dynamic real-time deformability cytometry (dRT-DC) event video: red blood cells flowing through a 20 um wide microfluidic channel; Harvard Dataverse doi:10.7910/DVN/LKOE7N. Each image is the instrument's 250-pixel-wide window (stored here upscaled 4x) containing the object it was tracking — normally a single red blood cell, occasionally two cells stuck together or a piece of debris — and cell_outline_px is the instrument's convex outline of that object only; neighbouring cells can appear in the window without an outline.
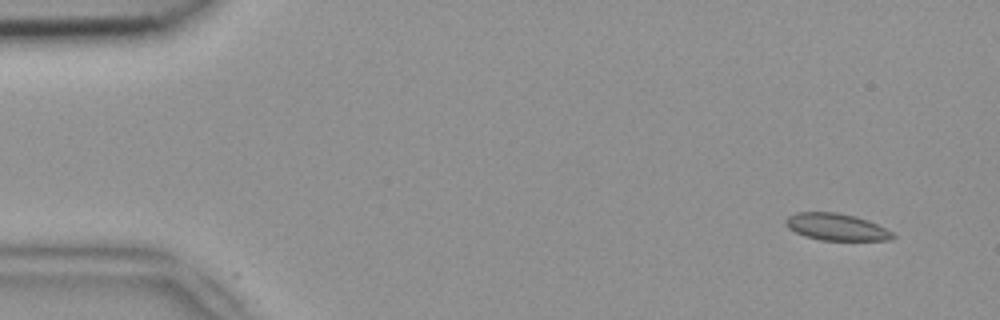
{"species": "common noctule bat (a hibernating species)", "species_latin": "Nyctalus noctula", "temperature_condition": "room temperature", "stored_images_in_passage": 50, "camera_frame_rate_fps": 3000, "um_per_image_px": 0.085, "animal": {"sex": "female", "body_mass_g": 18.4}, "frame": {"image": 1, "passage_image": 4, "time_ms": 1.0, "image_size_px": [1000, 320], "cell_outline_px": [[896, 236], [888, 240], [820, 240], [804, 236], [788, 228], [784, 224], [784, 220], [788, 216], [796, 212], [836, 212], [856, 216], [868, 220], [892, 232]], "centroid_in_image_um": [71.04, 19.28], "position_along_channel_um": 14.0, "area_um2": 16.82}}
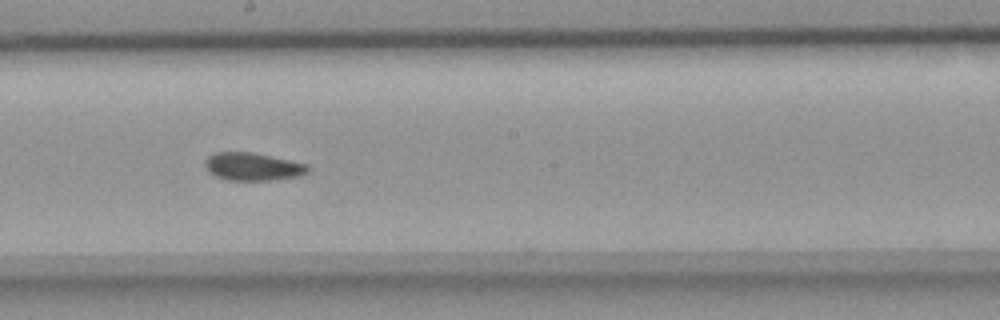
{"frame": {"image": 2, "passage_image": 28, "time_ms": 9.0, "image_size_px": [1000, 320], "cell_outline_px": [[312, 168], [308, 172], [296, 176], [272, 180], [228, 180], [216, 176], [208, 172], [204, 164], [204, 160], [208, 156], [216, 152], [252, 152], [308, 164]], "centroid_in_image_um": [21.47, 14.16], "position_along_channel_um": 226.7, "area_um2": 16.7}}
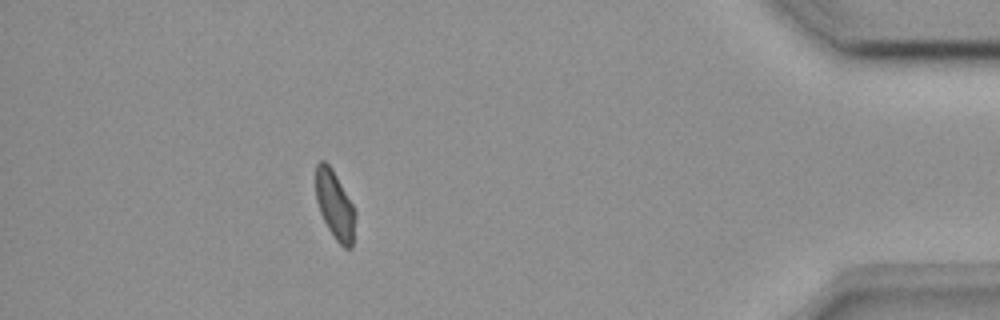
{"frame": {"image": 3, "passage_image": 45, "time_ms": 14.667, "image_size_px": [1000, 320], "cell_outline_px": [[356, 216], [352, 248], [344, 248], [336, 240], [328, 228], [320, 212], [316, 200], [316, 164], [320, 160], [324, 160], [332, 168], [356, 208]], "centroid_in_image_um": [28.49, 17.42], "position_along_channel_um": 406.7, "area_um2": 15.95}}